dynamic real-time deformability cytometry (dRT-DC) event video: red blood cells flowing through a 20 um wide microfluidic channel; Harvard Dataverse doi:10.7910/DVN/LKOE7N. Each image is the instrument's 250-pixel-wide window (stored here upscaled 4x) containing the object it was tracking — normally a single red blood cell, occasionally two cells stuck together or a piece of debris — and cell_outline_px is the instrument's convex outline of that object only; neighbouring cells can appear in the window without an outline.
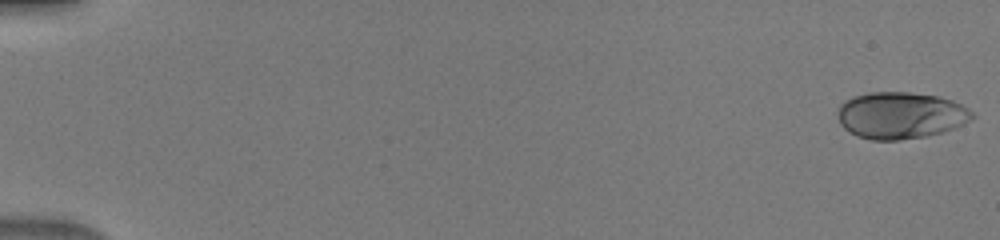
{"species": "human", "species_latin": "Homo sapiens", "temperature_condition": "warm", "stored_images_in_passage": 42, "camera_frame_rate_fps": 3000, "um_per_image_px": 0.085, "donor": {"sex": "male"}, "frame": {"image": 1, "passage_image": 1, "time_ms": 0.0, "image_size_px": [1000, 240], "cell_outline_px": [[976, 116], [944, 132], [928, 136], [900, 140], [872, 140], [856, 136], [848, 132], [840, 124], [836, 112], [840, 104], [844, 100], [852, 96], [868, 92], [908, 92], [936, 96], [952, 100], [968, 108]], "centroid_in_image_um": [76.49, 9.81], "position_along_channel_um": 8.5, "area_um2": 36.88}}
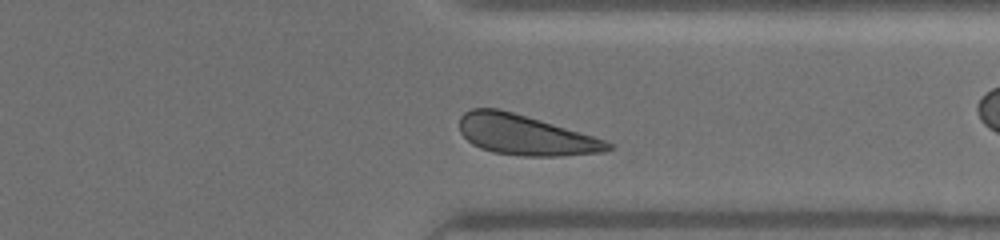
{"frame": {"image": 2, "passage_image": 37, "time_ms": 12.0, "image_size_px": [1000, 240], "cell_outline_px": [[612, 148], [604, 152], [560, 156], [524, 156], [492, 152], [480, 148], [472, 144], [460, 132], [460, 116], [464, 112], [472, 108], [496, 108], [512, 112], [540, 120], [592, 136], [604, 140], [612, 144]], "centroid_in_image_um": [44.6, 11.48], "position_along_channel_um": 366.8, "area_um2": 34.39}}